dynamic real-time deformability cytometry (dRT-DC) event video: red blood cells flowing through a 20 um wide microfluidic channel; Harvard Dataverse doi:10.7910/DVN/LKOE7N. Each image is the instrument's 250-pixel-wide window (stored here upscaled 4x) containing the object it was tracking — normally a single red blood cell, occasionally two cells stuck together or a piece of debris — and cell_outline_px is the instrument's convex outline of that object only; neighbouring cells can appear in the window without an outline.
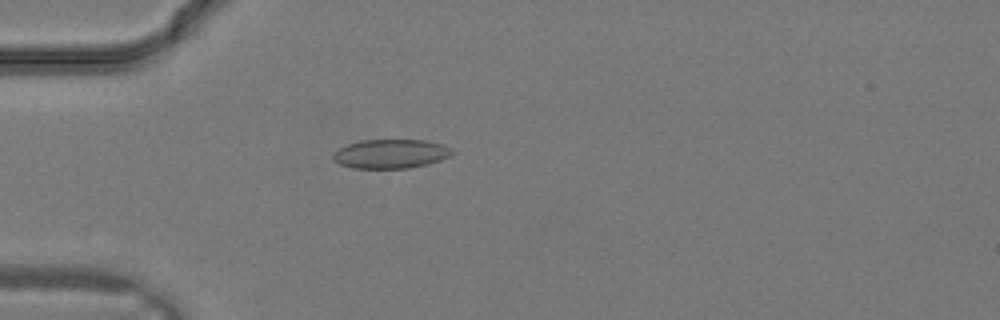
{"species": "common noctule bat (a hibernating species)", "species_latin": "Nyctalus noctula", "temperature_condition": "warm", "stored_images_in_passage": 31, "camera_frame_rate_fps": 3000, "um_per_image_px": 0.085, "animal": {"sex": "male", "body_mass_g": 19.2, "forearm_length_mm": 51.8}, "frame": {"image": 1, "passage_image": 9, "time_ms": 2.667, "image_size_px": [1000, 320], "cell_outline_px": [[456, 152], [440, 160], [428, 164], [408, 168], [352, 168], [340, 164], [332, 160], [332, 156], [340, 148], [348, 144], [360, 140], [428, 140], [452, 148]], "centroid_in_image_um": [33.22, 13.07], "position_along_channel_um": 51.8, "area_um2": 20.17}}
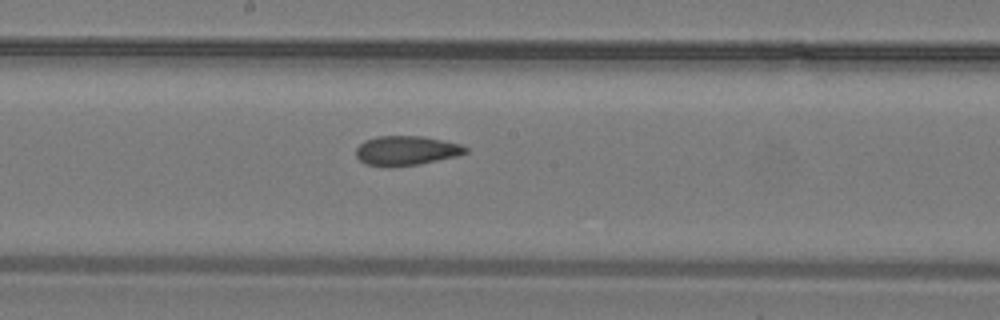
{"frame": {"image": 2, "passage_image": 17, "time_ms": 5.333, "image_size_px": [1000, 320], "cell_outline_px": [[468, 152], [456, 156], [420, 164], [392, 168], [388, 168], [364, 164], [356, 156], [356, 148], [364, 140], [376, 136], [420, 136], [460, 144], [468, 148]], "centroid_in_image_um": [34.48, 12.82], "position_along_channel_um": 213.7, "area_um2": 19.02}}
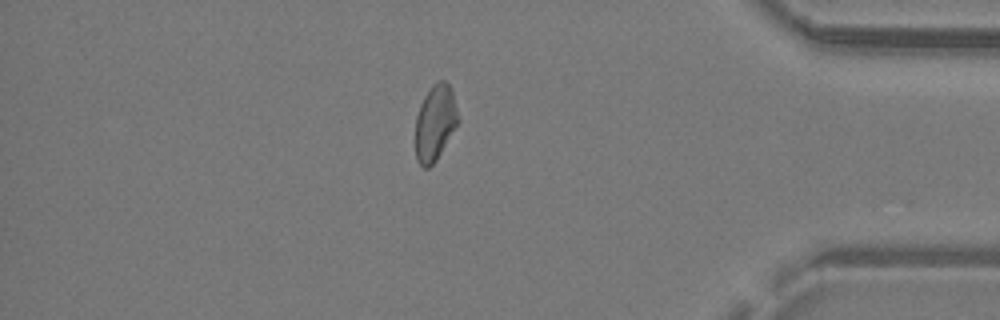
{"frame": {"image": 3, "passage_image": 27, "time_ms": 8.667, "image_size_px": [1000, 320], "cell_outline_px": [[460, 120], [436, 160], [428, 168], [424, 168], [416, 160], [416, 116], [420, 104], [424, 96], [432, 84], [440, 80], [444, 80], [448, 84], [452, 92]], "centroid_in_image_um": [36.98, 10.43], "position_along_channel_um": 398.2, "area_um2": 18.73}}